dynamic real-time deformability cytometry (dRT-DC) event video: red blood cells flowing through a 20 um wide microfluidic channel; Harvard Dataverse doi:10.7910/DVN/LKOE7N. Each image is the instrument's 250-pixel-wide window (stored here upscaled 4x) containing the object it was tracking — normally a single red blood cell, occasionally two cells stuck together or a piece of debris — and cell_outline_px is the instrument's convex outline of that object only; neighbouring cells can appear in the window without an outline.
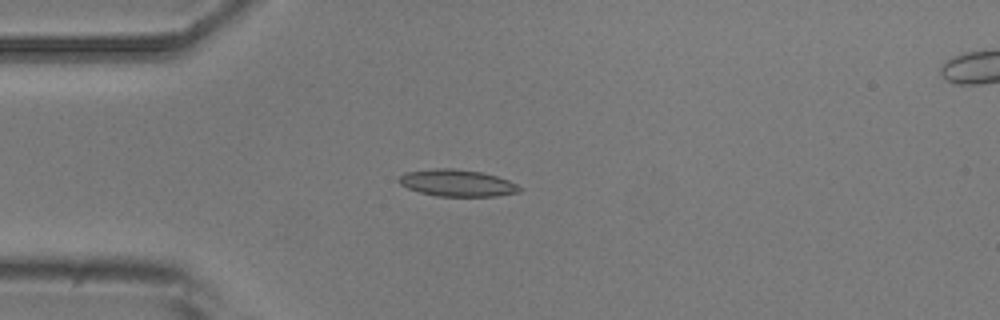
{"species": "common noctule bat (a hibernating species)", "species_latin": "Nyctalus noctula", "temperature_condition": "room temperature", "stored_images_in_passage": 7, "camera_frame_rate_fps": 3000, "um_per_image_px": 0.085, "animal": {"sex": "male", "body_mass_g": 20.5, "forearm_length_mm": 52.5}, "frame": {"image": 1, "passage_image": 4, "time_ms": 3.333, "image_size_px": [1000, 320], "cell_outline_px": [[524, 188], [520, 192], [496, 196], [436, 196], [420, 192], [408, 188], [400, 184], [396, 180], [404, 172], [432, 168], [452, 168], [480, 172], [496, 176], [508, 180]], "centroid_in_image_um": [38.84, 15.55], "position_along_channel_um": 46.2, "area_um2": 18.96}}
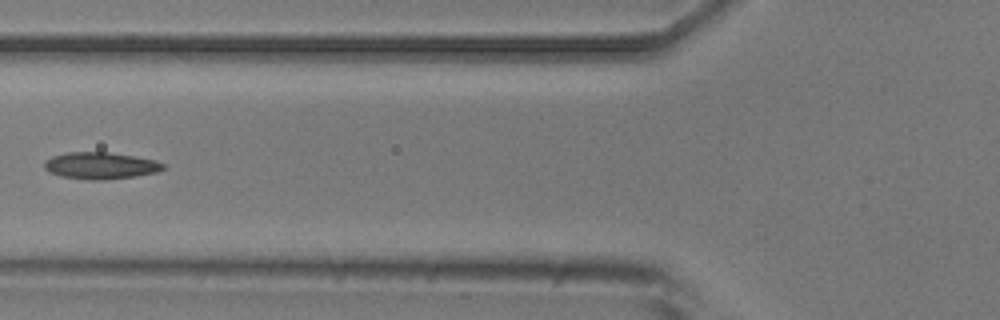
{"frame": {"image": 2, "passage_image": 6, "time_ms": 5.667, "image_size_px": [1000, 320], "cell_outline_px": [[164, 168], [156, 172], [136, 176], [100, 180], [88, 180], [60, 176], [48, 172], [44, 168], [44, 160], [52, 156], [68, 152], [108, 152], [156, 160], [164, 164]], "centroid_in_image_um": [8.5, 14.08], "position_along_channel_um": 117.3, "area_um2": 18.55}}
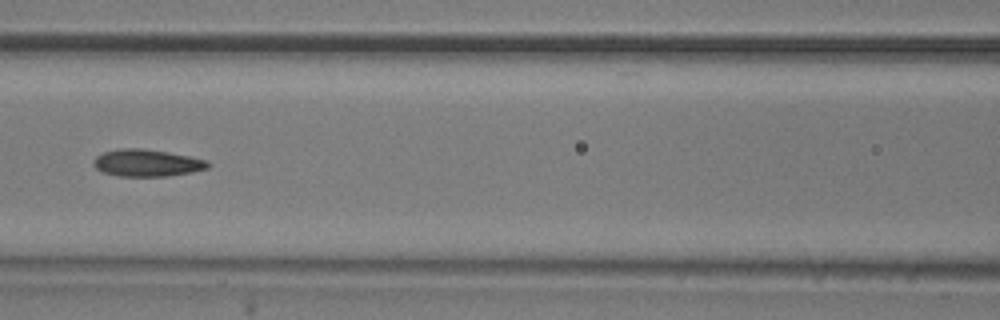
{"frame": {"image": 3, "passage_image": 7, "time_ms": 6.667, "image_size_px": [1000, 320], "cell_outline_px": [[212, 164], [208, 168], [192, 172], [168, 176], [120, 176], [104, 172], [96, 168], [92, 164], [96, 156], [104, 152], [120, 148], [140, 148], [168, 152], [208, 160]], "centroid_in_image_um": [12.52, 13.84], "position_along_channel_um": 154.1, "area_um2": 18.03}}